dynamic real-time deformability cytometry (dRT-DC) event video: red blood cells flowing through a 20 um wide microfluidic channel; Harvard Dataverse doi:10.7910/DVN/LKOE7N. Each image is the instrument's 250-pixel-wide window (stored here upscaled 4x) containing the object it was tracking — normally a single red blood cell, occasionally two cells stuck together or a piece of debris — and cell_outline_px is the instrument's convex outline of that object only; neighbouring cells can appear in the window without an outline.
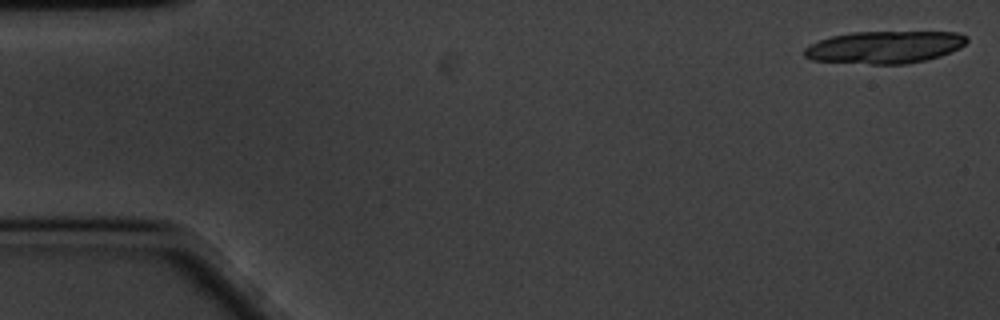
{"species": "common noctule bat (a hibernating species)", "species_latin": "Nyctalus noctula", "temperature_condition": "cold", "stored_images_in_passage": 28, "camera_frame_rate_fps": 3000, "um_per_image_px": 0.085, "animal": {"sex": "male", "body_mass_g": 20.1, "forearm_length_mm": 53.5}, "frame": {"image": 1, "passage_image": 1, "time_ms": 0.0, "image_size_px": [1000, 320], "cell_outline_px": [[968, 40], [960, 48], [940, 56], [924, 60], [904, 64], [872, 64], [812, 60], [804, 56], [804, 48], [808, 44], [832, 36], [852, 32], [956, 32], [968, 36]], "centroid_in_image_um": [75.19, 4.0], "position_along_channel_um": 9.8, "area_um2": 30.58}}